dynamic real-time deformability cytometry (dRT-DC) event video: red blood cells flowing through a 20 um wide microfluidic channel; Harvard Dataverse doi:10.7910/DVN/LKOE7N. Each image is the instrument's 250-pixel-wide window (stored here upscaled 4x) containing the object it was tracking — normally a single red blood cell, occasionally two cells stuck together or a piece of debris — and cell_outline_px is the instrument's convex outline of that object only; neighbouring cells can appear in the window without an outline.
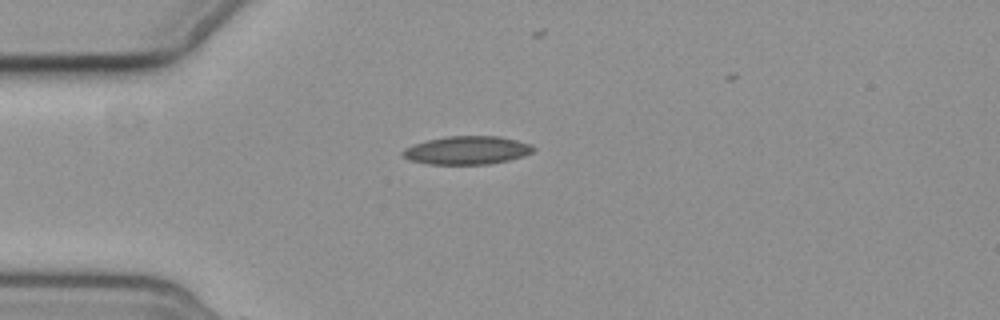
{"species": "common noctule bat (a hibernating species)", "species_latin": "Nyctalus noctula", "temperature_condition": "cold", "stored_images_in_passage": 5, "camera_frame_rate_fps": 3000, "um_per_image_px": 0.085, "animal": {"sex": "female", "body_mass_g": 19.3, "forearm_length_mm": 54.1}, "frame": {"image": 1, "passage_image": 5, "time_ms": 6.333, "image_size_px": [1000, 320], "cell_outline_px": [[536, 148], [532, 152], [524, 156], [508, 160], [488, 164], [428, 164], [408, 160], [400, 152], [404, 148], [412, 144], [444, 136], [500, 136], [532, 144]], "centroid_in_image_um": [39.68, 12.77], "position_along_channel_um": 45.3, "area_um2": 21.68}}